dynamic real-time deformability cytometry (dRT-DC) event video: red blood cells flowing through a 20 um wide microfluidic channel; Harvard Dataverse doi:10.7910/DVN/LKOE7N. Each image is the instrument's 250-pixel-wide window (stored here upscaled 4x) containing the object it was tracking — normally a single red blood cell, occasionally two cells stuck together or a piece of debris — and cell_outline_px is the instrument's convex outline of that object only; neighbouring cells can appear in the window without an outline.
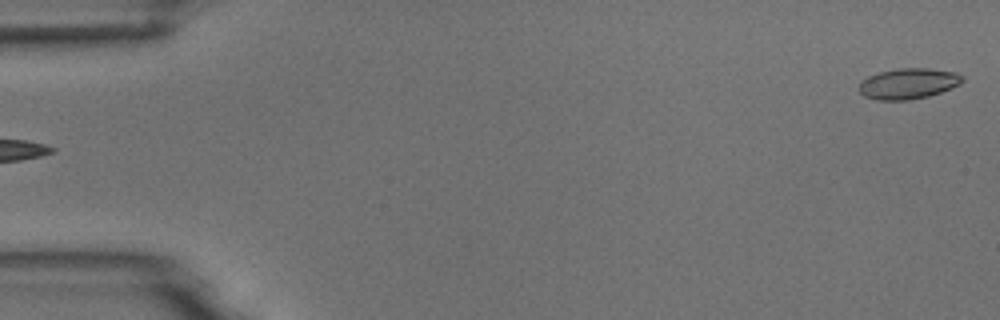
{"species": "common noctule bat (a hibernating species)", "species_latin": "Nyctalus noctula", "temperature_condition": "room temperature", "stored_images_in_passage": 4, "segment_of_instrument_passage": [2, 2], "camera_frame_rate_fps": 3000, "um_per_image_px": 0.085, "animal": {"sex": "male", "body_mass_g": 18.8}, "frame": {"image": 1, "passage_image": 4, "time_ms": 4.333, "image_size_px": [1000, 320], "cell_outline_px": [[964, 80], [960, 84], [952, 88], [928, 96], [908, 100], [876, 100], [864, 96], [856, 88], [868, 76], [880, 72], [896, 68], [928, 68], [956, 72], [964, 76]], "centroid_in_image_um": [77.21, 7.1], "position_along_channel_um": 7.8, "area_um2": 18.61}}